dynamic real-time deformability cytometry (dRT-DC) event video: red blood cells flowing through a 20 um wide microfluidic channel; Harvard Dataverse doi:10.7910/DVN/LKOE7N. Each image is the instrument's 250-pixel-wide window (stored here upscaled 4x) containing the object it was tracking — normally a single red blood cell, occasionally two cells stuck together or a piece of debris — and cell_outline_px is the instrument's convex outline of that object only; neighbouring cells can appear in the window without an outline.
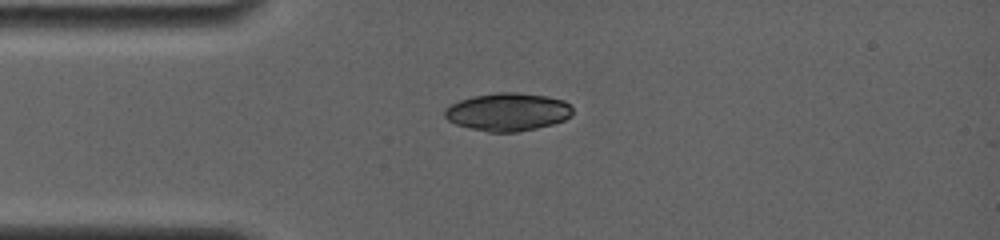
{"species": "common noctule bat (a hibernating species)", "species_latin": "Nyctalus noctula", "temperature_condition": "room temperature", "stored_images_in_passage": 2, "camera_frame_rate_fps": 4000, "um_per_image_px": 0.085, "animal": {"sex": "female", "body_mass_g": 19.0, "forearm_length_mm": 56.7}, "frame": {"image": 1, "passage_image": 1, "time_ms": 0.0, "image_size_px": [1000, 240], "cell_outline_px": [[572, 116], [564, 120], [552, 124], [536, 128], [516, 132], [488, 132], [456, 124], [448, 120], [444, 116], [444, 108], [460, 100], [472, 96], [496, 92], [516, 92], [548, 96], [564, 100], [572, 108]], "centroid_in_image_um": [43.16, 9.5], "position_along_channel_um": 41.8, "area_um2": 28.32}}
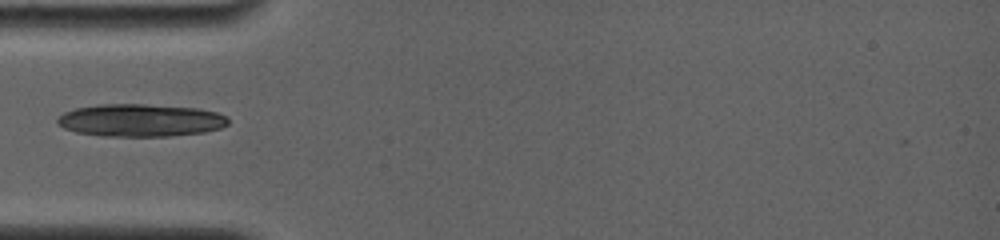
{"frame": {"image": 2, "passage_image": 2, "time_ms": 1.25, "image_size_px": [1000, 240], "cell_outline_px": [[228, 124], [220, 128], [204, 132], [172, 136], [100, 136], [76, 132], [64, 128], [56, 124], [56, 120], [64, 112], [76, 108], [100, 104], [144, 104], [200, 108], [216, 112], [224, 116], [228, 120]], "centroid_in_image_um": [11.92, 10.22], "position_along_channel_um": 73.1, "area_um2": 32.54}}